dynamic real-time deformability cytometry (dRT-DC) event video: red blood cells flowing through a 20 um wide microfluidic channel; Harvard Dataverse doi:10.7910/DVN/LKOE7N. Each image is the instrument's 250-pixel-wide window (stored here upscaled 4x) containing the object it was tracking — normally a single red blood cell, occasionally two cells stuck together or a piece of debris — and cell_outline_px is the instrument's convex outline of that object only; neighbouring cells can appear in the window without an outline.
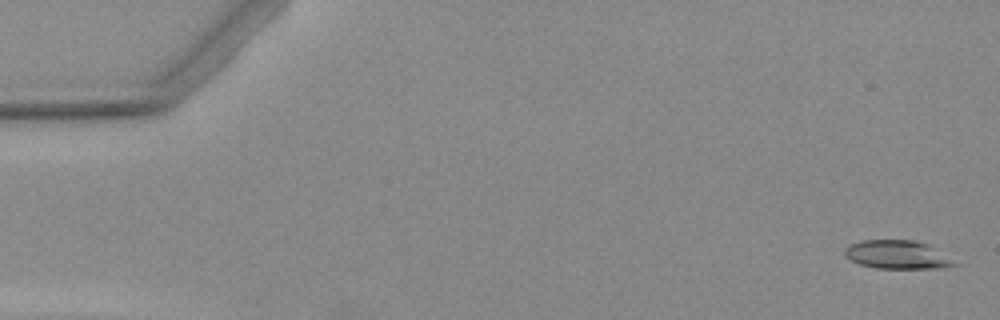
{"species": "Egyptian fruit bat (a non-hibernating species)", "species_latin": "Rousettus aegyptiacus", "temperature_condition": "warm", "stored_images_in_passage": 4, "camera_frame_rate_fps": 3000, "um_per_image_px": 0.085, "animal": {"sex": "female"}, "frame": {"image": 1, "passage_image": 1, "time_ms": 0.0, "image_size_px": [1000, 320], "cell_outline_px": [[960, 264], [940, 268], [876, 268], [860, 264], [844, 256], [844, 248], [860, 240], [916, 240], [928, 244]], "centroid_in_image_um": [76.26, 21.64], "position_along_channel_um": 8.7, "area_um2": 18.15}}
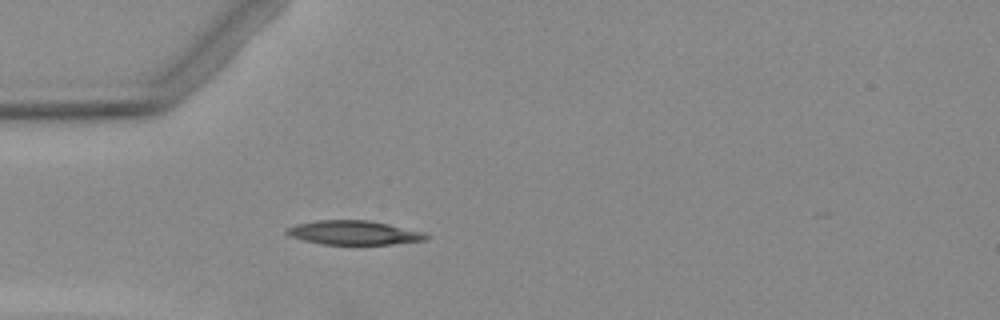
{"frame": {"image": 2, "passage_image": 4, "time_ms": 4.667, "image_size_px": [1000, 320], "cell_outline_px": [[428, 236], [424, 240], [392, 244], [324, 244], [304, 240], [292, 236], [284, 232], [288, 228], [296, 224], [316, 220], [368, 220], [388, 224], [420, 232]], "centroid_in_image_um": [30.02, 19.77], "position_along_channel_um": 55.0, "area_um2": 19.07}}